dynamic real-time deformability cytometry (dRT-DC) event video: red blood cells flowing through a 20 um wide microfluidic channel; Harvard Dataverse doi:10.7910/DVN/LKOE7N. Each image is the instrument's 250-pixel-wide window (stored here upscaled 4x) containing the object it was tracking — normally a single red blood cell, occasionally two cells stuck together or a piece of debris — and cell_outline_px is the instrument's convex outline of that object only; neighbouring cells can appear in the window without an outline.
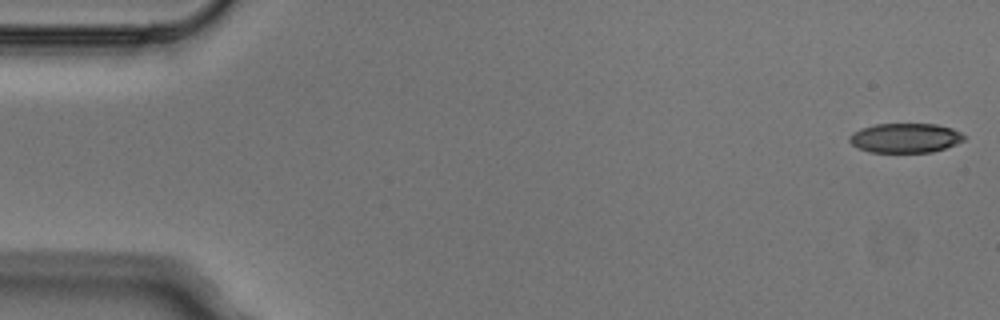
{"species": "Egyptian fruit bat (a non-hibernating species)", "species_latin": "Rousettus aegyptiacus", "temperature_condition": "cold", "stored_images_in_passage": 4, "camera_frame_rate_fps": 3000, "um_per_image_px": 0.085, "animal": {"sex": "male"}, "frame": {"image": 1, "passage_image": 1, "time_ms": 0.0, "image_size_px": [1000, 320], "cell_outline_px": [[964, 140], [956, 144], [932, 152], [868, 152], [852, 144], [848, 140], [848, 136], [852, 132], [860, 128], [876, 124], [936, 124], [952, 128], [960, 132], [964, 136]], "centroid_in_image_um": [76.92, 11.72], "position_along_channel_um": 8.1, "area_um2": 19.71}}